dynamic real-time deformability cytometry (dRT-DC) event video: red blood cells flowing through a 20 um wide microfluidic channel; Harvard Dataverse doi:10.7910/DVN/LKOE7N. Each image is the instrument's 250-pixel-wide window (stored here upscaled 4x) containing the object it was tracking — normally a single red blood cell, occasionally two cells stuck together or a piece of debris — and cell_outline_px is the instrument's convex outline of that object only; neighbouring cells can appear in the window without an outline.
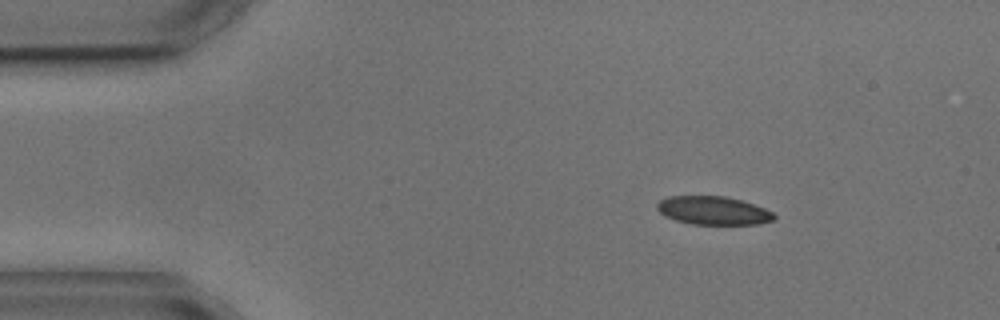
{"species": "common noctule bat (a hibernating species)", "species_latin": "Nyctalus noctula", "temperature_condition": "cold", "stored_images_in_passage": 3, "camera_frame_rate_fps": 3000, "um_per_image_px": 0.085, "animal": {"sex": "male", "body_mass_g": 17.9, "forearm_length_mm": 54.2}, "frame": {"image": 1, "passage_image": 1, "time_ms": 0.0, "image_size_px": [1000, 320], "cell_outline_px": [[776, 220], [756, 224], [692, 224], [676, 220], [664, 216], [656, 208], [656, 204], [660, 200], [668, 196], [724, 196], [740, 200], [764, 208], [772, 212], [776, 216]], "centroid_in_image_um": [60.61, 17.9], "position_along_channel_um": 24.4, "area_um2": 19.31}}